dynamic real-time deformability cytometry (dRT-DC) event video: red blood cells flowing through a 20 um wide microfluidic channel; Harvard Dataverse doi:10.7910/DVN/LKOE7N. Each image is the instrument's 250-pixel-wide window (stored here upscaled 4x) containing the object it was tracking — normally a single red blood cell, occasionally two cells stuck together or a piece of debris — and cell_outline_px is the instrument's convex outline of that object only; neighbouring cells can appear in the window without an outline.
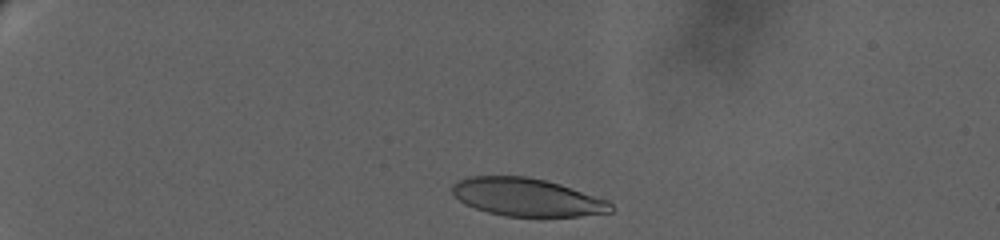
{"species": "human", "species_latin": "Homo sapiens", "temperature_condition": "warm", "stored_images_in_passage": 81, "camera_frame_rate_fps": 3000, "um_per_image_px": 0.085, "donor": {"sex": "female"}, "frame": {"image": 1, "passage_image": 5, "time_ms": 1.0, "image_size_px": [1000, 240], "cell_outline_px": [[616, 208], [612, 212], [580, 216], [504, 216], [488, 212], [464, 204], [452, 192], [452, 184], [456, 180], [468, 176], [528, 176], [560, 184], [608, 200]], "centroid_in_image_um": [44.79, 16.76], "position_along_channel_um": 40.2, "area_um2": 35.14}}
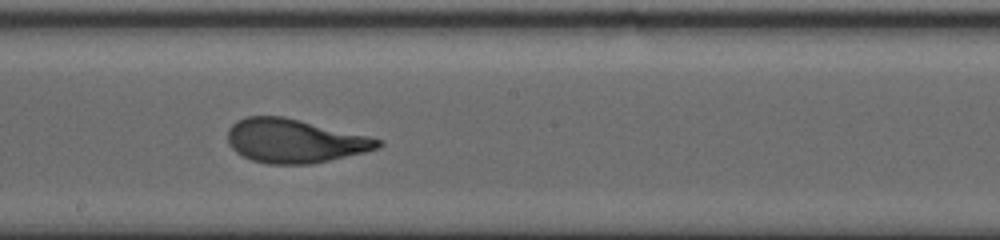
{"frame": {"image": 2, "passage_image": 47, "time_ms": 9.667, "image_size_px": [1000, 240], "cell_outline_px": [[384, 144], [380, 148], [364, 152], [312, 164], [268, 164], [252, 160], [236, 152], [228, 144], [228, 128], [236, 120], [248, 116], [284, 116], [368, 136], [384, 140]], "centroid_in_image_um": [25.04, 11.97], "position_along_channel_um": 223.2, "area_um2": 38.38}}
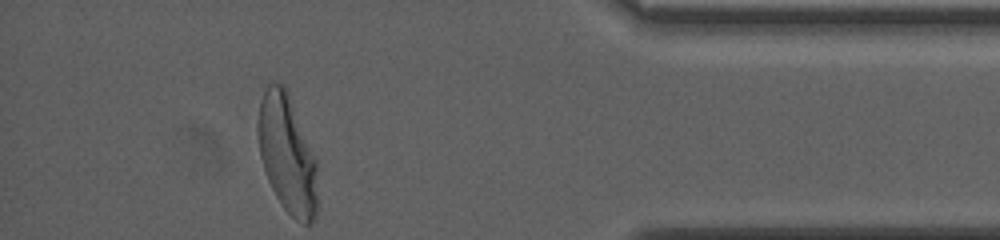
{"frame": {"image": 3, "passage_image": 81, "time_ms": 16.667, "image_size_px": [1000, 240], "cell_outline_px": [[316, 216], [312, 224], [304, 224], [296, 220], [284, 208], [276, 196], [268, 180], [260, 156], [260, 100], [268, 84], [284, 84], [288, 92], [316, 160]], "centroid_in_image_um": [24.44, 13.15], "position_along_channel_um": 410.8, "area_um2": 39.88}, "authors_computed_cell_mechanics": {"area_um2": 38.0324, "velocity_mm_per_s": 3.0837, "shape_relaxation_time_tau1_ms": 5.1432, "shape_relaxation_time_tau2_ms": null, "deformation_change_tau1": 0.2258, "deformation_change_tau2": null}}